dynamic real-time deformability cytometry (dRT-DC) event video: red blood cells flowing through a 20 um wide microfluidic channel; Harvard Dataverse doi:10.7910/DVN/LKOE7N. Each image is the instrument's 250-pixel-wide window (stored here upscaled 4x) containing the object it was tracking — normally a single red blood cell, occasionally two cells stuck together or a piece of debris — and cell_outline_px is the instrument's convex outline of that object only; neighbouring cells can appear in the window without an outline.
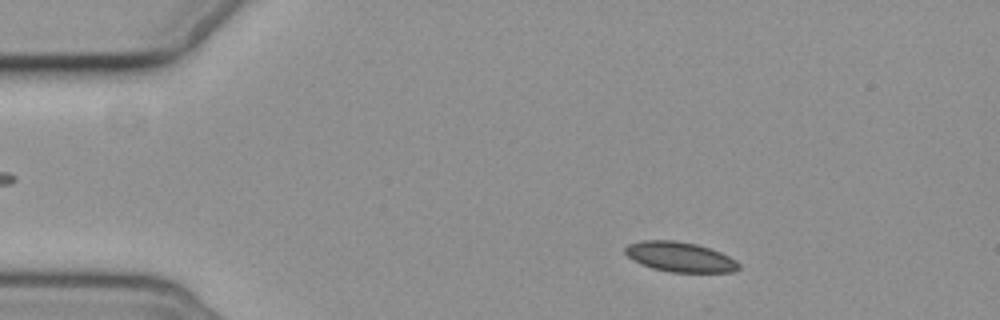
{"species": "common noctule bat (a hibernating species)", "species_latin": "Nyctalus noctula", "temperature_condition": "cold", "stored_images_in_passage": 3, "camera_frame_rate_fps": 3000, "um_per_image_px": 0.085, "animal": {"sex": "female", "body_mass_g": 19.3, "forearm_length_mm": 54.1}, "frame": {"image": 1, "passage_image": 1, "time_ms": 0.0, "image_size_px": [1000, 320], "cell_outline_px": [[740, 268], [732, 272], [668, 272], [652, 268], [640, 264], [632, 260], [624, 252], [624, 248], [628, 244], [644, 240], [676, 240], [696, 244], [720, 252], [736, 260], [740, 264]], "centroid_in_image_um": [57.77, 21.84], "position_along_channel_um": 27.2, "area_um2": 19.88}}